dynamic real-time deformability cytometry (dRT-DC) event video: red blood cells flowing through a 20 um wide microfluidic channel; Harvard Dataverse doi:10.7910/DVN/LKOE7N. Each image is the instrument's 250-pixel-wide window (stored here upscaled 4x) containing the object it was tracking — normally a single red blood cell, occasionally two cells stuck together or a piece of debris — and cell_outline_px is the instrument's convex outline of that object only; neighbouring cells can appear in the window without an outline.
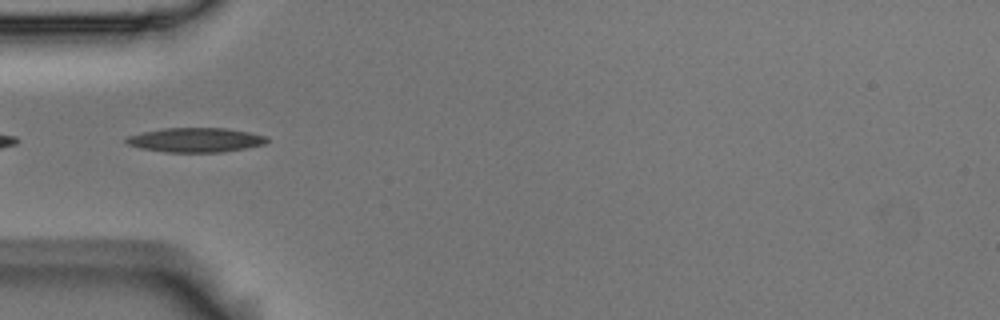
{"species": "Egyptian fruit bat (a non-hibernating species)", "species_latin": "Rousettus aegyptiacus", "temperature_condition": "room temperature", "stored_images_in_passage": 39, "camera_frame_rate_fps": 3000, "um_per_image_px": 0.085, "animal": {"sex": "male"}, "frame": {"image": 1, "passage_image": 2, "time_ms": 0.333, "image_size_px": [1000, 320], "cell_outline_px": [[268, 140], [264, 144], [224, 152], [164, 152], [140, 148], [128, 144], [124, 140], [128, 136], [144, 132], [164, 128], [228, 128], [268, 136]], "centroid_in_image_um": [16.63, 11.9], "position_along_channel_um": 68.4, "area_um2": 19.94}}
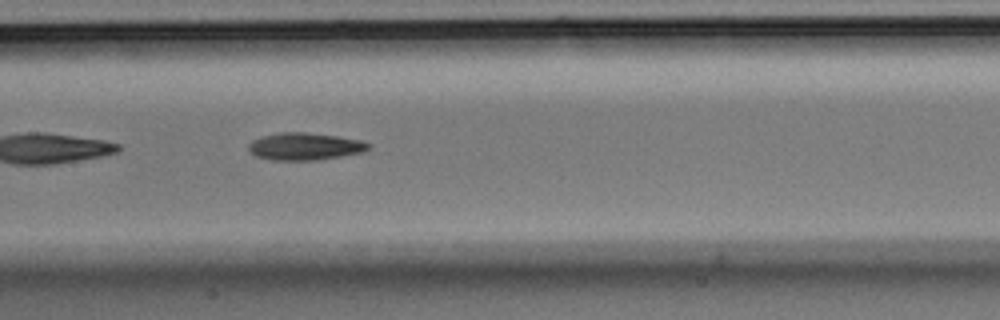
{"frame": {"image": 2, "passage_image": 11, "time_ms": 3.333, "image_size_px": [1000, 320], "cell_outline_px": [[372, 144], [368, 148], [360, 152], [340, 156], [316, 160], [272, 160], [256, 156], [248, 148], [248, 144], [252, 140], [264, 136], [280, 132], [304, 132], [336, 136], [360, 140]], "centroid_in_image_um": [25.88, 12.44], "position_along_channel_um": 181.5, "area_um2": 18.79}}
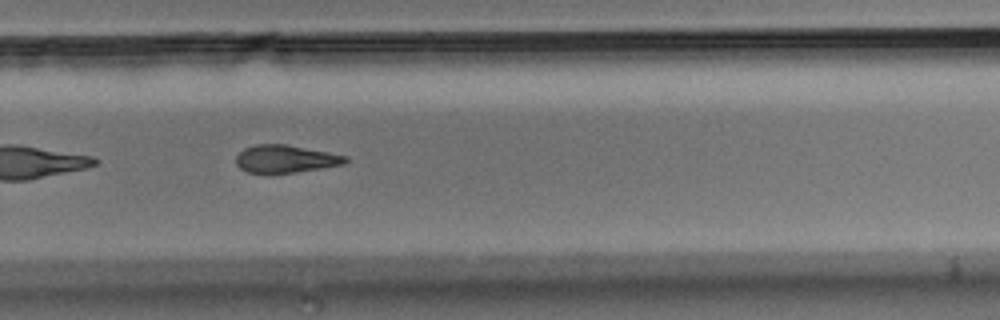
{"frame": {"image": 3, "passage_image": 21, "time_ms": 6.667, "image_size_px": [1000, 320], "cell_outline_px": [[348, 160], [344, 164], [320, 168], [292, 172], [248, 172], [240, 168], [236, 164], [236, 156], [244, 148], [256, 144], [284, 144], [328, 152], [348, 156]], "centroid_in_image_um": [24.26, 13.49], "position_along_channel_um": 305.5, "area_um2": 17.28}, "authors_computed_cell_mechanics": {"area_um2": 18.4382, "velocity_mm_per_s": 3.7421, "shape_relaxation_time_tau1_ms": 4.5553, "shape_relaxation_time_tau2_ms": null, "deformation_change_tau1": 0.1253, "deformation_change_tau2": null}}